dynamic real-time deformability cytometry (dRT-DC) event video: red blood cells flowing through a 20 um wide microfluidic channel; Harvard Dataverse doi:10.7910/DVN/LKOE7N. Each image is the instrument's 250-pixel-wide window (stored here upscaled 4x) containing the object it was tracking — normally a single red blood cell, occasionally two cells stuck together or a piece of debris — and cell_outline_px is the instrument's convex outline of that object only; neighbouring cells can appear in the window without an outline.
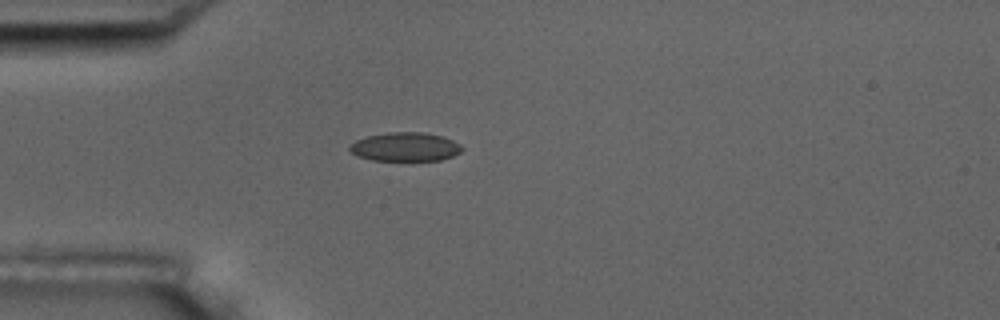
{"species": "common noctule bat (a hibernating species)", "species_latin": "Nyctalus noctula", "temperature_condition": "room temperature", "stored_images_in_passage": 41, "camera_frame_rate_fps": 3000, "um_per_image_px": 0.085, "animal": {"sex": "male", "body_mass_g": 17.5, "forearm_length_mm": 52.3}, "frame": {"image": 1, "passage_image": 1, "time_ms": 0.0, "image_size_px": [1000, 320], "cell_outline_px": [[464, 148], [460, 152], [452, 156], [440, 160], [372, 160], [356, 156], [348, 148], [348, 144], [356, 140], [368, 136], [388, 132], [424, 132], [444, 136], [460, 144]], "centroid_in_image_um": [34.43, 12.47], "position_along_channel_um": 50.6, "area_um2": 18.96}}
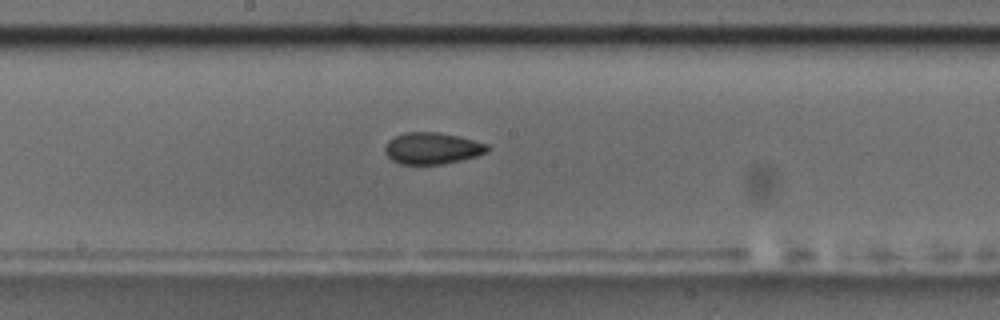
{"frame": {"image": 2, "passage_image": 15, "time_ms": 4.667, "image_size_px": [1000, 320], "cell_outline_px": [[492, 148], [488, 152], [476, 156], [444, 164], [400, 164], [392, 160], [384, 152], [384, 148], [388, 140], [404, 132], [440, 132], [488, 144]], "centroid_in_image_um": [36.74, 12.61], "position_along_channel_um": 211.5, "area_um2": 18.9}}
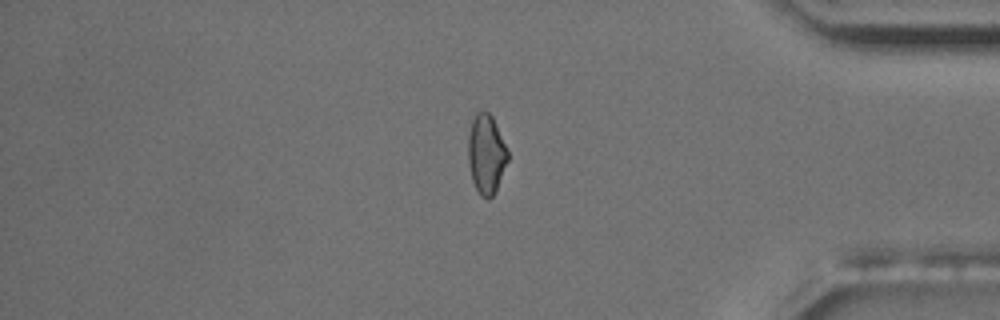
{"frame": {"image": 3, "passage_image": 32, "time_ms": 10.333, "image_size_px": [1000, 320], "cell_outline_px": [[508, 160], [496, 192], [488, 200], [480, 196], [472, 180], [468, 160], [468, 136], [472, 120], [476, 112], [488, 112], [492, 116], [508, 152]], "centroid_in_image_um": [41.32, 13.14], "position_along_channel_um": 393.9, "area_um2": 18.26}, "authors_computed_cell_mechanics": {"area_um2": 18.8428, "velocity_mm_per_s": 3.6797, "shape_relaxation_time_tau1_ms": null, "shape_relaxation_time_tau2_ms": 2.4262, "deformation_change_tau1": null, "deformation_change_tau2": 0.0851}}